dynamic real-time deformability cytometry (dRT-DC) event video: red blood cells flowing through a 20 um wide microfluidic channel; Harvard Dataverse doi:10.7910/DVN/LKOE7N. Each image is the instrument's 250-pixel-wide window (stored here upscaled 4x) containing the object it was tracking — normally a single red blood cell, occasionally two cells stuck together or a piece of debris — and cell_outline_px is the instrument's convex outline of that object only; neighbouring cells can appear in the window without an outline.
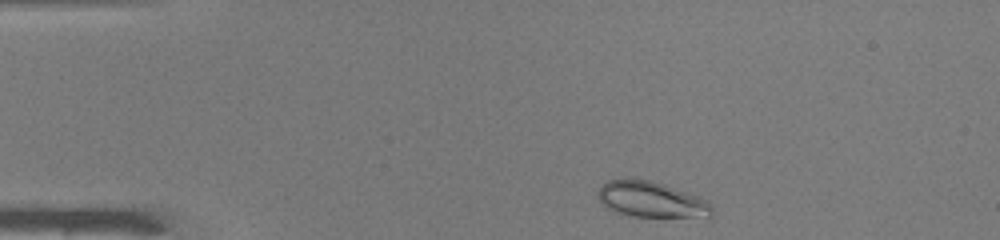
{"species": "common noctule bat (a hibernating species)", "species_latin": "Nyctalus noctula", "temperature_condition": "warm", "stored_images_in_passage": 42, "camera_frame_rate_fps": 3000, "um_per_image_px": 0.085, "animal": {"sex": "male", "body_mass_g": 19.0, "forearm_length_mm": 50.8}, "frame": {"image": 1, "passage_image": 2, "time_ms": 0.333, "image_size_px": [1000, 240], "cell_outline_px": [[712, 216], [632, 216], [616, 212], [608, 208], [596, 196], [596, 192], [608, 180], [648, 180], [664, 184], [708, 200], [712, 204]], "centroid_in_image_um": [55.36, 16.96], "position_along_channel_um": 29.6, "area_um2": 23.18}}
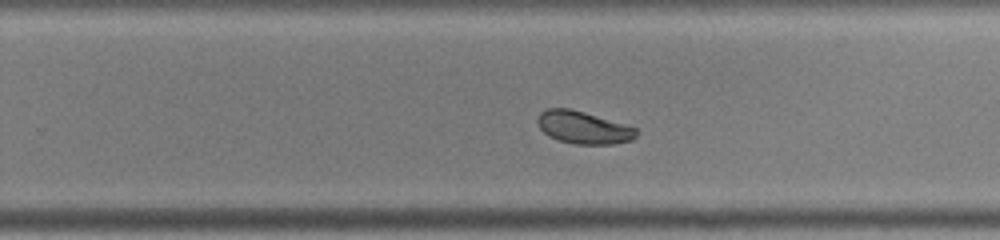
{"frame": {"image": 2, "passage_image": 25, "time_ms": 8.0, "image_size_px": [1000, 240], "cell_outline_px": [[636, 136], [632, 140], [612, 144], [576, 144], [560, 140], [548, 136], [540, 128], [536, 120], [540, 112], [548, 108], [568, 108], [584, 112], [636, 128]], "centroid_in_image_um": [49.55, 10.84], "position_along_channel_um": 280.3, "area_um2": 18.44}}
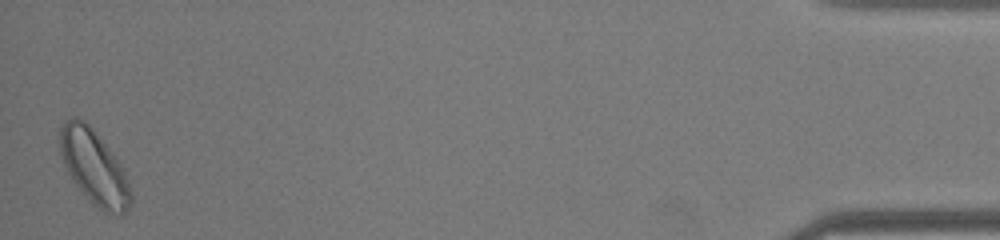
{"frame": {"image": 3, "passage_image": 42, "time_ms": 13.667, "image_size_px": [1000, 240], "cell_outline_px": [[132, 200], [128, 208], [124, 212], [104, 212], [92, 204], [72, 180], [64, 164], [60, 152], [60, 128], [64, 120], [76, 116], [84, 120], [96, 132], [112, 152], [124, 168], [132, 192]], "centroid_in_image_um": [8.0, 14.18], "position_along_channel_um": 427.2, "area_um2": 30.63}}